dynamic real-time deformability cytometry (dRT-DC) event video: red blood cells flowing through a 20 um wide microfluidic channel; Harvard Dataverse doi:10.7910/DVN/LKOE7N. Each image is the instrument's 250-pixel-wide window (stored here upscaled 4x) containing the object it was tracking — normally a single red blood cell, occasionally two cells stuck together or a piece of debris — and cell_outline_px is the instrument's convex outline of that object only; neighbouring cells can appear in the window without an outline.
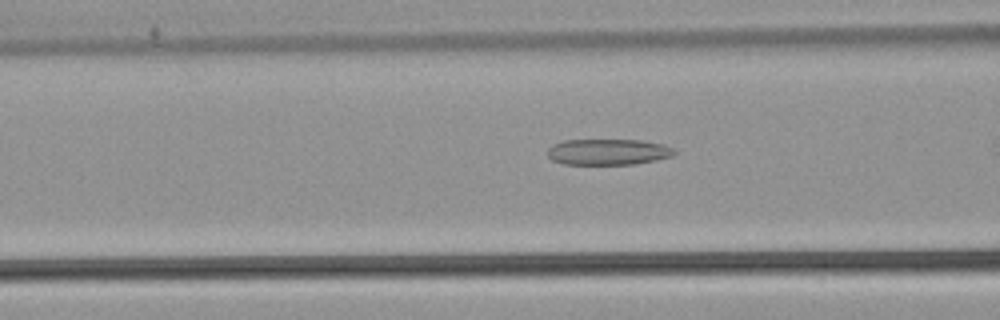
{"species": "common noctule bat (a hibernating species)", "species_latin": "Nyctalus noctula", "temperature_condition": "warm", "stored_images_in_passage": 36, "camera_frame_rate_fps": 3000, "um_per_image_px": 0.085, "animal": {"sex": "male", "body_mass_g": 21.5, "forearm_length_mm": 52.0}, "frame": {"image": 1, "passage_image": 16, "time_ms": 5.0, "image_size_px": [1000, 320], "cell_outline_px": [[676, 152], [672, 156], [656, 160], [632, 164], [564, 164], [552, 160], [548, 156], [548, 148], [564, 140], [644, 140], [664, 144], [672, 148]], "centroid_in_image_um": [51.71, 12.91], "position_along_channel_um": 114.9, "area_um2": 19.13}}
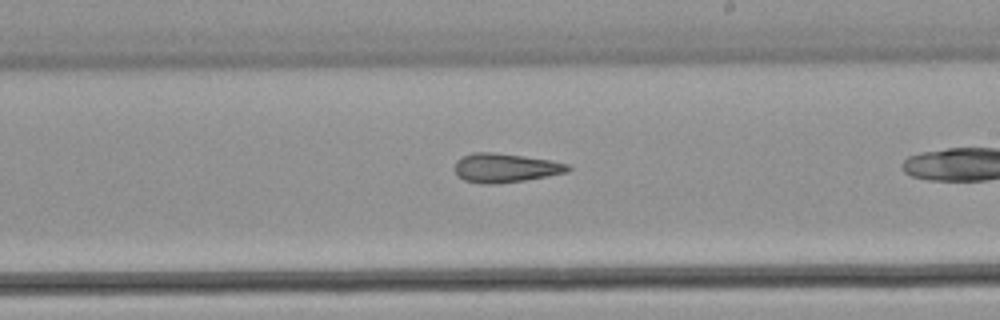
{"frame": {"image": 2, "passage_image": 26, "time_ms": 8.333, "image_size_px": [1000, 320], "cell_outline_px": [[572, 168], [568, 172], [524, 180], [496, 184], [484, 184], [464, 180], [456, 172], [456, 160], [472, 152], [496, 152], [552, 160], [568, 164]], "centroid_in_image_um": [42.98, 14.26], "position_along_channel_um": 246.0, "area_um2": 19.07}}